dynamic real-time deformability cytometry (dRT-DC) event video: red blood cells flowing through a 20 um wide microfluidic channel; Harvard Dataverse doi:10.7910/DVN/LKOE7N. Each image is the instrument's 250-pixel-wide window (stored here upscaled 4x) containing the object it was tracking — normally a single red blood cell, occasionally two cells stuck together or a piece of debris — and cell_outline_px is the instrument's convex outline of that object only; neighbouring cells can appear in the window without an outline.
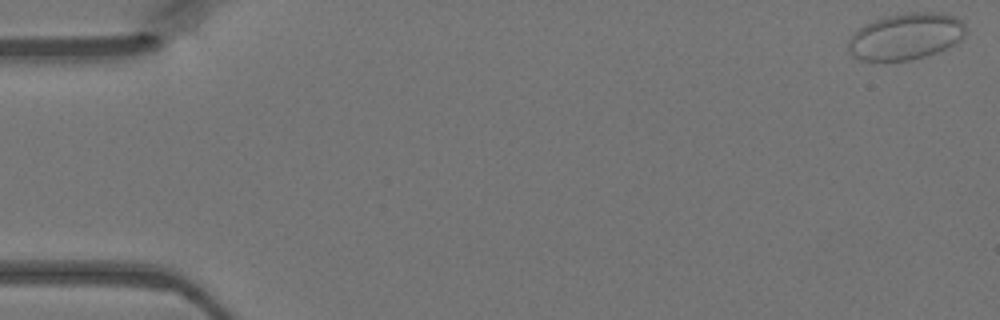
{"species": "Egyptian fruit bat (a non-hibernating species)", "species_latin": "Rousettus aegyptiacus", "temperature_condition": "warm", "stored_images_in_passage": 48, "camera_frame_rate_fps": 3000, "um_per_image_px": 0.085, "animal": {"sex": "female"}, "frame": {"image": 1, "passage_image": 1, "time_ms": 0.0, "image_size_px": [1000, 320], "cell_outline_px": [[964, 36], [960, 40], [936, 52], [924, 56], [908, 60], [860, 60], [852, 56], [848, 52], [848, 44], [852, 36], [864, 24], [884, 16], [904, 12], [944, 12], [956, 16], [964, 24]], "centroid_in_image_um": [76.98, 3.07], "position_along_channel_um": 8.0, "area_um2": 31.67}}
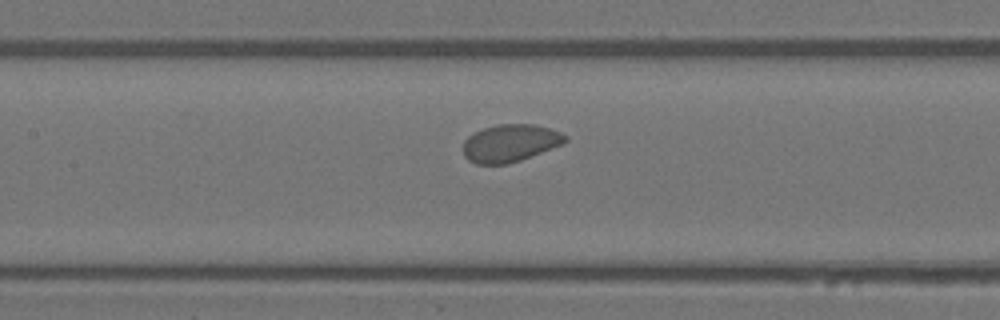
{"frame": {"image": 2, "passage_image": 22, "time_ms": 7.0, "image_size_px": [1000, 320], "cell_outline_px": [[568, 140], [564, 144], [520, 160], [508, 164], [476, 164], [468, 160], [464, 156], [464, 140], [468, 136], [484, 128], [496, 124], [532, 124], [548, 128], [560, 132], [568, 136]], "centroid_in_image_um": [43.38, 12.17], "position_along_channel_um": 164.0, "area_um2": 22.31}}
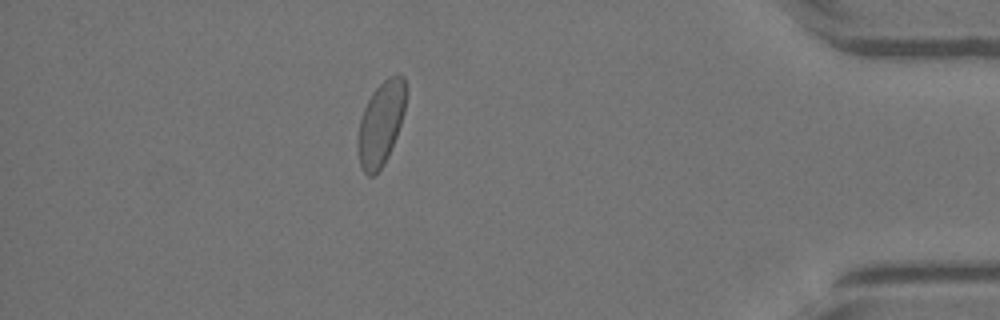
{"frame": {"image": 3, "passage_image": 42, "time_ms": 13.667, "image_size_px": [1000, 320], "cell_outline_px": [[408, 88], [404, 112], [396, 136], [388, 156], [384, 164], [372, 176], [368, 176], [364, 172], [360, 164], [356, 144], [356, 140], [360, 120], [364, 108], [372, 92], [388, 76], [396, 72], [404, 76]], "centroid_in_image_um": [32.39, 10.43], "position_along_channel_um": 402.8, "area_um2": 23.81}}